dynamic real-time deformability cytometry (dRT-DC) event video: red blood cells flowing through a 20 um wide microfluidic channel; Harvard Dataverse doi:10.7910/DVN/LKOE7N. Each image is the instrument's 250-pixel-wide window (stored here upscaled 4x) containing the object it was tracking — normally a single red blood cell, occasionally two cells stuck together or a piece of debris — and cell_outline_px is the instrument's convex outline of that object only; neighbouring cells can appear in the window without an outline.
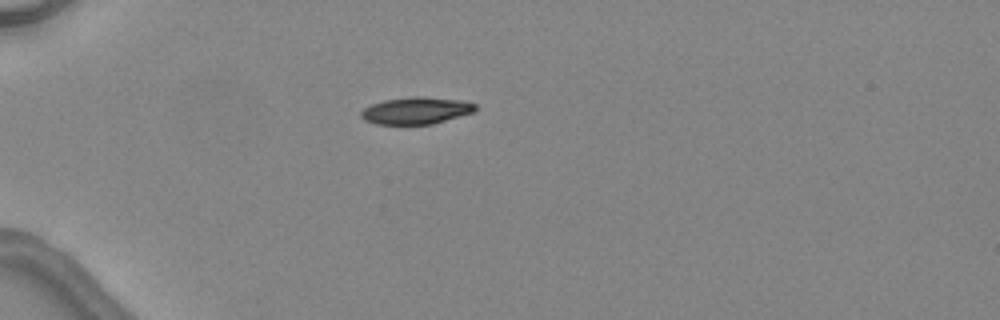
{"species": "common noctule bat (a hibernating species)", "species_latin": "Nyctalus noctula", "temperature_condition": "warm", "stored_images_in_passage": 2, "camera_frame_rate_fps": 3000, "um_per_image_px": 0.085, "animal": {"sex": "female", "body_mass_g": 24.6, "forearm_length_mm": 56.2}, "frame": {"image": 1, "passage_image": 1, "time_ms": 0.0, "image_size_px": [1000, 320], "cell_outline_px": [[476, 112], [432, 124], [376, 124], [364, 120], [360, 116], [360, 112], [364, 108], [372, 104], [384, 100], [412, 96], [420, 96], [460, 100], [476, 104]], "centroid_in_image_um": [35.37, 9.4], "position_along_channel_um": 49.6, "area_um2": 18.03}}